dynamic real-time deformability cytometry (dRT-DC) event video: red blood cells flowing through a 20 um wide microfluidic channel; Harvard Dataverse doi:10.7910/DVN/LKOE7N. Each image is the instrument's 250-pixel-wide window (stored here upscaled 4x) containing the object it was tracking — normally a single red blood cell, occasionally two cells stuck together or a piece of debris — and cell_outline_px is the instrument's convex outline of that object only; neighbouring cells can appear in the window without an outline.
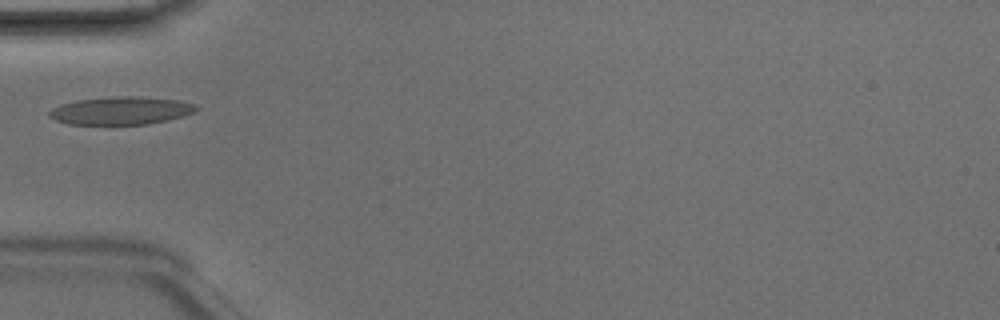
{"species": "Egyptian fruit bat (a non-hibernating species)", "species_latin": "Rousettus aegyptiacus", "temperature_condition": "room temperature", "stored_images_in_passage": 33, "camera_frame_rate_fps": 3000, "um_per_image_px": 0.085, "animal": {"sex": "male"}, "frame": {"image": 1, "passage_image": 1, "time_ms": 0.0, "image_size_px": [1000, 320], "cell_outline_px": [[200, 108], [196, 112], [184, 116], [168, 120], [148, 124], [68, 124], [56, 120], [48, 116], [48, 112], [52, 108], [60, 104], [76, 100], [116, 96], [132, 96], [176, 100], [196, 104]], "centroid_in_image_um": [10.29, 9.4], "position_along_channel_um": 74.7, "area_um2": 23.93}}
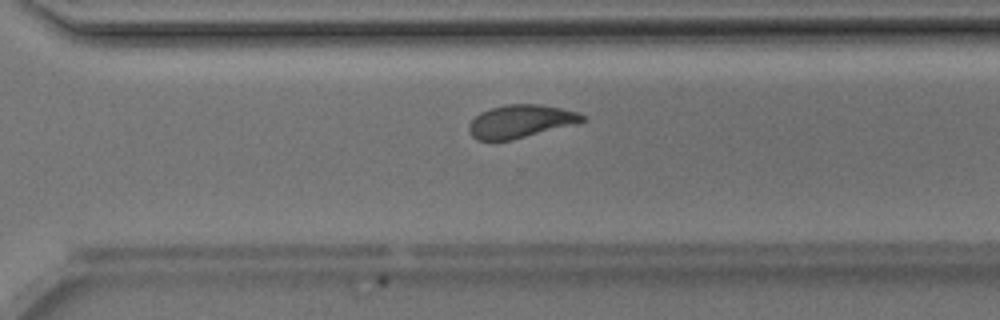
{"frame": {"image": 2, "passage_image": 19, "time_ms": 6.0, "image_size_px": [1000, 320], "cell_outline_px": [[584, 120], [576, 124], [512, 140], [476, 140], [468, 132], [468, 124], [480, 112], [492, 108], [508, 104], [536, 104], [560, 108], [576, 112], [584, 116]], "centroid_in_image_um": [44.21, 10.32], "position_along_channel_um": 326.4, "area_um2": 21.62}}
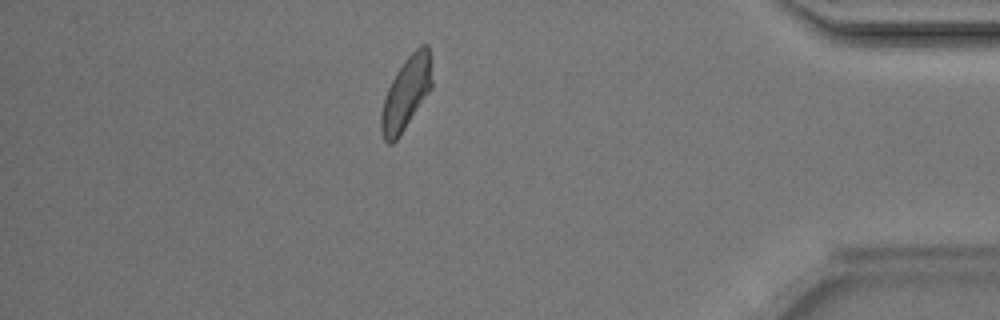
{"frame": {"image": 3, "passage_image": 27, "time_ms": 8.667, "image_size_px": [1000, 320], "cell_outline_px": [[432, 88], [400, 136], [392, 144], [388, 144], [384, 140], [380, 132], [380, 116], [384, 100], [388, 88], [396, 72], [404, 60], [420, 44], [428, 44], [432, 60]], "centroid_in_image_um": [34.54, 7.92], "position_along_channel_um": 400.7, "area_um2": 21.85}}